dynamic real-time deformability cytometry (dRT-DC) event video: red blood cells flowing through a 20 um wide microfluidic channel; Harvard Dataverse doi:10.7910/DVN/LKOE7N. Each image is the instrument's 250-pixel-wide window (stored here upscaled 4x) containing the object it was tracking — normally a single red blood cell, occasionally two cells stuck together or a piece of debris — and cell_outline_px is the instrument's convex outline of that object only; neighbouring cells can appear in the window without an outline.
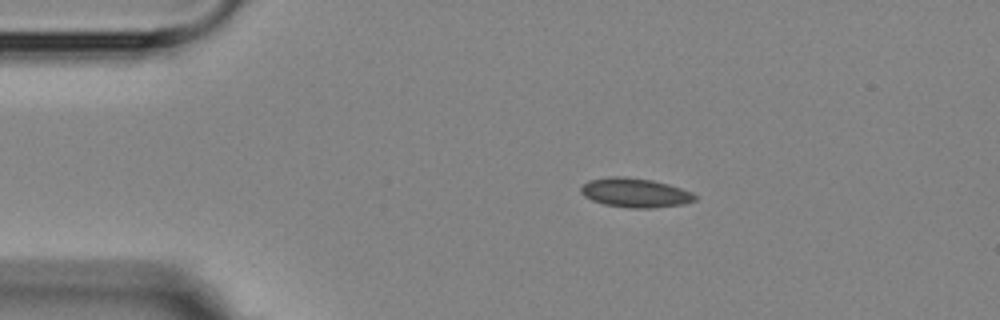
{"species": "Egyptian fruit bat (a non-hibernating species)", "species_latin": "Rousettus aegyptiacus", "temperature_condition": "room temperature", "stored_images_in_passage": 7, "camera_frame_rate_fps": 3000, "um_per_image_px": 0.085, "animal": {"sex": "female"}, "frame": {"image": 1, "passage_image": 1, "time_ms": 0.0, "image_size_px": [1000, 320], "cell_outline_px": [[696, 200], [684, 204], [652, 208], [628, 208], [604, 204], [592, 200], [584, 196], [580, 192], [580, 188], [588, 180], [612, 176], [624, 176], [652, 180], [668, 184], [692, 192], [696, 196]], "centroid_in_image_um": [53.97, 16.38], "position_along_channel_um": 31.0, "area_um2": 19.48}}
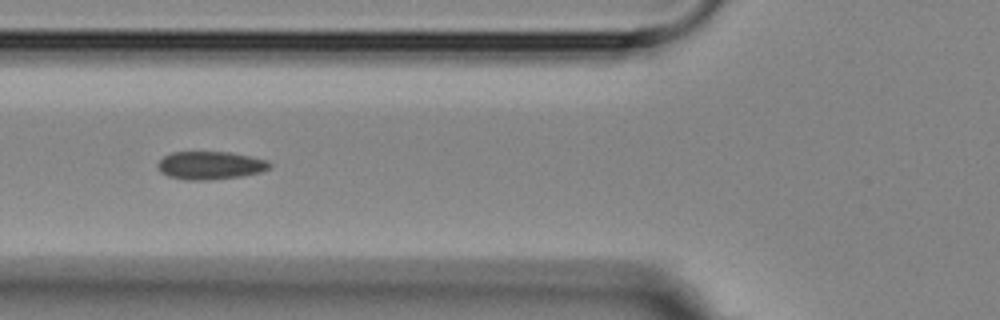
{"frame": {"image": 2, "passage_image": 4, "time_ms": 3.333, "image_size_px": [1000, 320], "cell_outline_px": [[272, 164], [268, 168], [260, 172], [240, 176], [204, 180], [184, 180], [168, 176], [160, 172], [156, 168], [156, 164], [164, 156], [172, 152], [232, 152], [268, 160]], "centroid_in_image_um": [17.83, 14.05], "position_along_channel_um": 108.0, "area_um2": 18.32}}
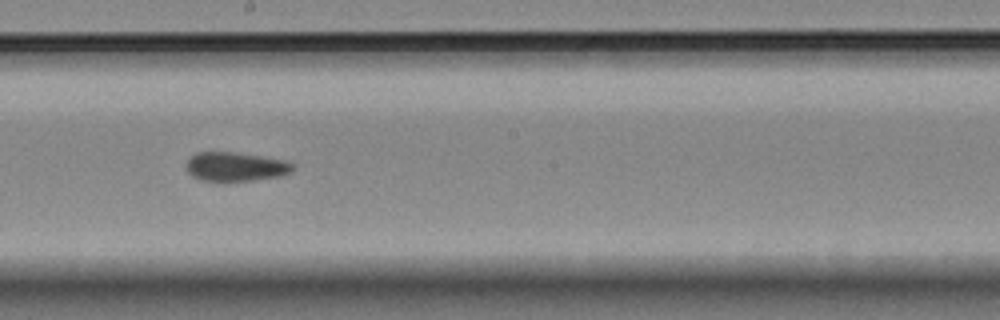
{"frame": {"image": 3, "passage_image": 7, "time_ms": 6.667, "image_size_px": [1000, 320], "cell_outline_px": [[292, 172], [280, 176], [256, 180], [200, 180], [192, 176], [188, 172], [184, 164], [196, 152], [232, 152], [260, 156], [284, 160], [292, 164]], "centroid_in_image_um": [19.99, 14.16], "position_along_channel_um": 228.2, "area_um2": 17.8}}